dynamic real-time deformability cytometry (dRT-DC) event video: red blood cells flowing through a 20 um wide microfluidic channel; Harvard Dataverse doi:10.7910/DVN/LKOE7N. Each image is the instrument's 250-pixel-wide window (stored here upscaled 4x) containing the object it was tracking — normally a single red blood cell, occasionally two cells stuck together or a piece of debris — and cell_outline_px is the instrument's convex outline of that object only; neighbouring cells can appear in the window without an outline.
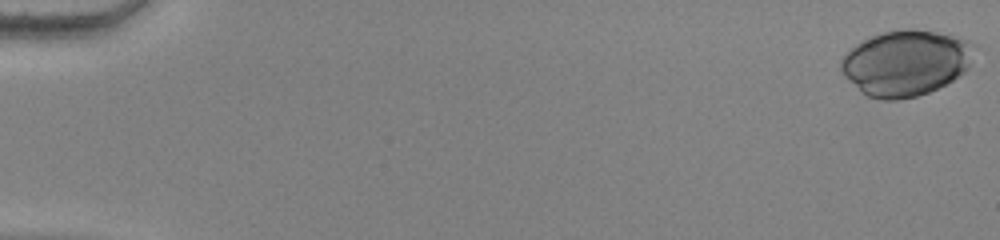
{"species": "human", "species_latin": "Homo sapiens", "temperature_condition": "warm", "stored_images_in_passage": 47, "camera_frame_rate_fps": 3000, "um_per_image_px": 0.085, "donor": {"sex": "female"}, "frame": {"image": 1, "passage_image": 1, "time_ms": 0.0, "image_size_px": [1000, 240], "cell_outline_px": [[972, 44], [968, 68], [964, 72], [952, 80], [928, 92], [916, 96], [896, 100], [880, 100], [868, 96], [860, 92], [844, 76], [840, 68], [840, 60], [856, 44], [872, 36], [884, 32], [904, 28], [912, 28], [960, 36], [968, 40]], "centroid_in_image_um": [76.95, 5.34], "position_along_channel_um": 8.0, "area_um2": 50.69}}
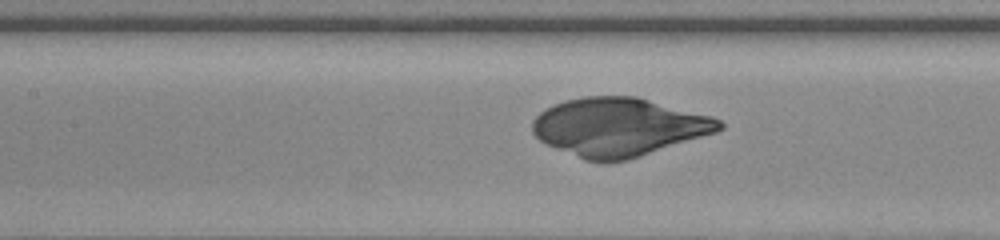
{"frame": {"image": 2, "passage_image": 27, "time_ms": 8.667, "image_size_px": [1000, 240], "cell_outline_px": [[724, 128], [716, 132], [628, 160], [608, 164], [584, 160], [544, 144], [532, 132], [532, 120], [540, 112], [552, 104], [564, 100], [584, 96], [636, 96], [712, 116], [720, 120], [724, 124]], "centroid_in_image_um": [52.56, 10.81], "position_along_channel_um": 154.8, "area_um2": 64.04}}
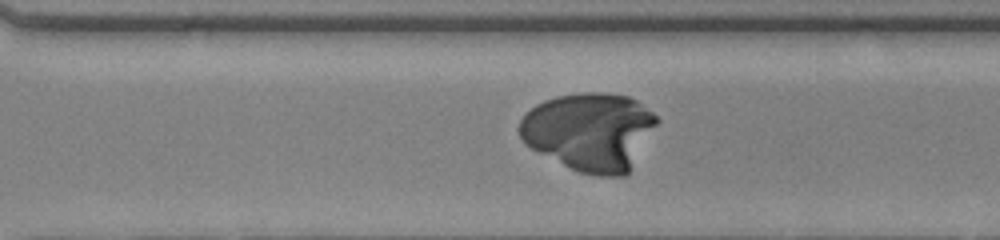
{"frame": {"image": 3, "passage_image": 40, "time_ms": 13.0, "image_size_px": [1000, 240], "cell_outline_px": [[660, 120], [628, 172], [624, 176], [596, 176], [580, 172], [524, 144], [520, 136], [520, 120], [536, 104], [544, 100], [556, 96], [580, 92], [604, 92], [628, 96], [636, 100], [652, 112]], "centroid_in_image_um": [50.14, 11.15], "position_along_channel_um": 320.5, "area_um2": 61.96}}